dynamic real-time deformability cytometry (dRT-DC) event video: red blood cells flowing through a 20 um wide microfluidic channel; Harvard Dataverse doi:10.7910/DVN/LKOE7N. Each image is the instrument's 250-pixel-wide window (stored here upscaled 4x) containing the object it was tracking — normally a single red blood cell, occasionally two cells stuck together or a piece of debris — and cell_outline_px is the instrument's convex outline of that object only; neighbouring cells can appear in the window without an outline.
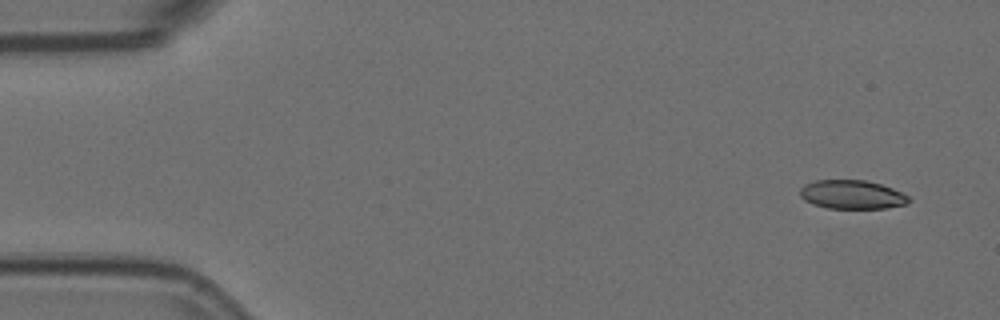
{"species": "Egyptian fruit bat (a non-hibernating species)", "species_latin": "Rousettus aegyptiacus", "temperature_condition": "room temperature", "stored_images_in_passage": 5, "camera_frame_rate_fps": 3000, "um_per_image_px": 0.085, "animal": {"sex": "female"}, "frame": {"image": 1, "passage_image": 1, "time_ms": 0.0, "image_size_px": [1000, 320], "cell_outline_px": [[908, 204], [888, 208], [828, 208], [812, 204], [804, 200], [800, 196], [800, 188], [804, 184], [816, 180], [864, 180], [880, 184], [892, 188], [908, 196]], "centroid_in_image_um": [72.39, 16.54], "position_along_channel_um": 12.6, "area_um2": 18.21}}